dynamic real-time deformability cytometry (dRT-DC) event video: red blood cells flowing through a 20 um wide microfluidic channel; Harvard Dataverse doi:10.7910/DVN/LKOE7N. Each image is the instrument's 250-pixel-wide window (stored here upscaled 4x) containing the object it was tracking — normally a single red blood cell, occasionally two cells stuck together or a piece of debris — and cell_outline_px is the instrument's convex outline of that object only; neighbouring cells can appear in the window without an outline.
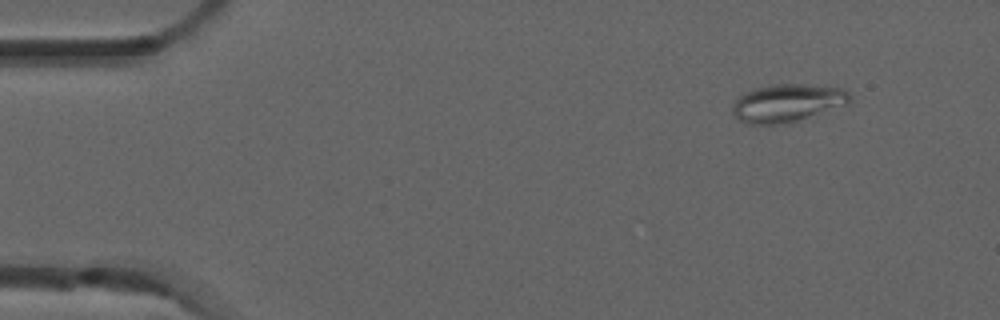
{"species": "common noctule bat (a hibernating species)", "species_latin": "Nyctalus noctula", "temperature_condition": "room temperature", "stored_images_in_passage": 4, "camera_frame_rate_fps": 3000, "um_per_image_px": 0.085, "animal": {"sex": "male", "forearm_length_mm": 52.5}, "frame": {"image": 1, "passage_image": 1, "time_ms": 0.0, "image_size_px": [1000, 320], "cell_outline_px": [[848, 104], [796, 120], [780, 124], [748, 124], [740, 120], [732, 112], [732, 108], [736, 100], [740, 96], [752, 88], [772, 84], [804, 84], [840, 88], [848, 92]], "centroid_in_image_um": [66.87, 8.74], "position_along_channel_um": 18.1, "area_um2": 25.37}}